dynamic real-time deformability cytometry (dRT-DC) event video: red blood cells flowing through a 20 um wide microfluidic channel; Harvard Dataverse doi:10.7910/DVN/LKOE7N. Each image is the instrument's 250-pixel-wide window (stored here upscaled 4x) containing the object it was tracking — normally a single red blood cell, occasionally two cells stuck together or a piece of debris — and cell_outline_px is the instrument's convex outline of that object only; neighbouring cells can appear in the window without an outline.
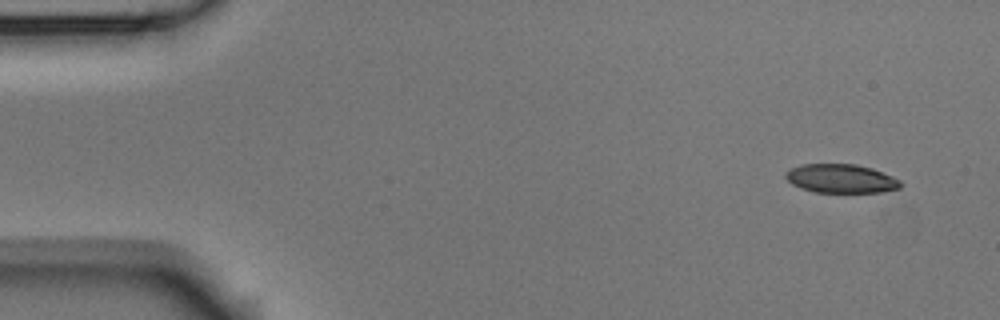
{"species": "Egyptian fruit bat (a non-hibernating species)", "species_latin": "Rousettus aegyptiacus", "temperature_condition": "room temperature", "stored_images_in_passage": 3, "camera_frame_rate_fps": 3000, "um_per_image_px": 0.085, "animal": {"sex": "male"}, "frame": {"image": 1, "passage_image": 1, "time_ms": 0.0, "image_size_px": [1000, 320], "cell_outline_px": [[904, 184], [900, 188], [884, 192], [816, 192], [800, 188], [792, 184], [784, 176], [784, 172], [800, 164], [856, 164], [872, 168], [892, 176], [900, 180]], "centroid_in_image_um": [71.5, 15.18], "position_along_channel_um": 13.5, "area_um2": 19.42}}
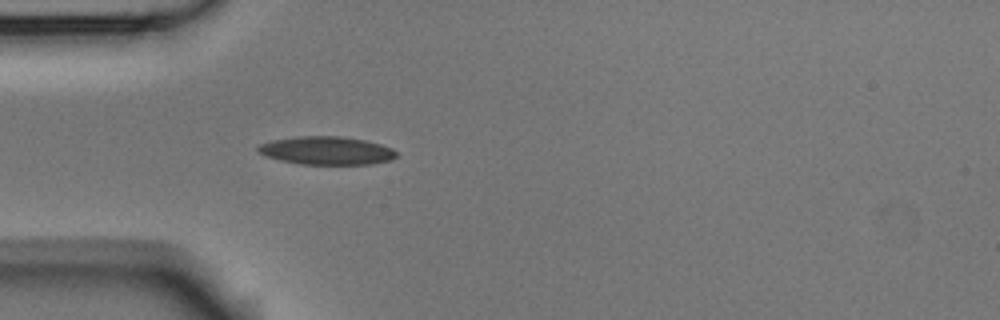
{"frame": {"image": 2, "passage_image": 3, "time_ms": 0.667, "image_size_px": [1000, 320], "cell_outline_px": [[396, 156], [392, 160], [372, 164], [300, 164], [280, 160], [264, 156], [256, 148], [260, 144], [272, 140], [296, 136], [340, 136], [364, 140], [380, 144], [392, 148], [396, 152]], "centroid_in_image_um": [27.75, 12.8], "position_along_channel_um": 57.2, "area_um2": 22.72}}